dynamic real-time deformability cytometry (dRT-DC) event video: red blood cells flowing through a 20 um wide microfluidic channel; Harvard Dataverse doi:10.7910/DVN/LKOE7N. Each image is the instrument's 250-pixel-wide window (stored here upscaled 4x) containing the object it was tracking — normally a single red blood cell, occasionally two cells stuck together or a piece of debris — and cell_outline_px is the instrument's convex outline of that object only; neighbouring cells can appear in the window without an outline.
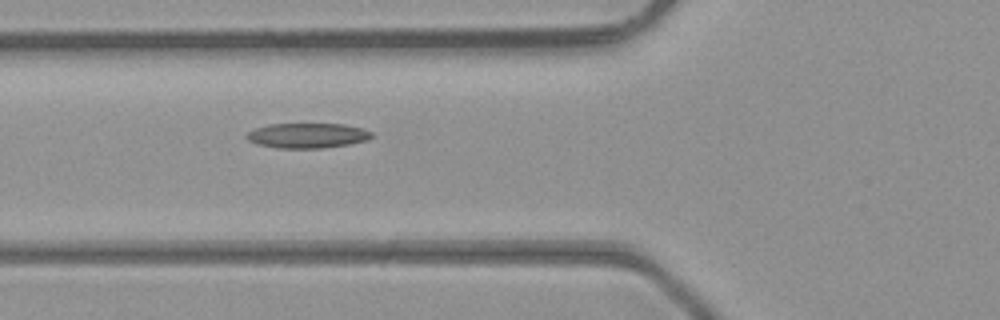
{"species": "common noctule bat (a hibernating species)", "species_latin": "Nyctalus noctula", "temperature_condition": "room temperature", "stored_images_in_passage": 4, "camera_frame_rate_fps": 3000, "um_per_image_px": 0.085, "animal": {"sex": "male", "body_mass_g": 23.1, "forearm_length_mm": 52.7}, "frame": {"image": 1, "passage_image": 4, "time_ms": 1.0, "image_size_px": [1000, 320], "cell_outline_px": [[372, 136], [368, 140], [348, 144], [324, 148], [276, 148], [256, 144], [248, 140], [244, 136], [248, 132], [256, 128], [268, 124], [344, 124], [364, 128], [372, 132]], "centroid_in_image_um": [26.12, 11.52], "position_along_channel_um": 99.7, "area_um2": 18.32}}